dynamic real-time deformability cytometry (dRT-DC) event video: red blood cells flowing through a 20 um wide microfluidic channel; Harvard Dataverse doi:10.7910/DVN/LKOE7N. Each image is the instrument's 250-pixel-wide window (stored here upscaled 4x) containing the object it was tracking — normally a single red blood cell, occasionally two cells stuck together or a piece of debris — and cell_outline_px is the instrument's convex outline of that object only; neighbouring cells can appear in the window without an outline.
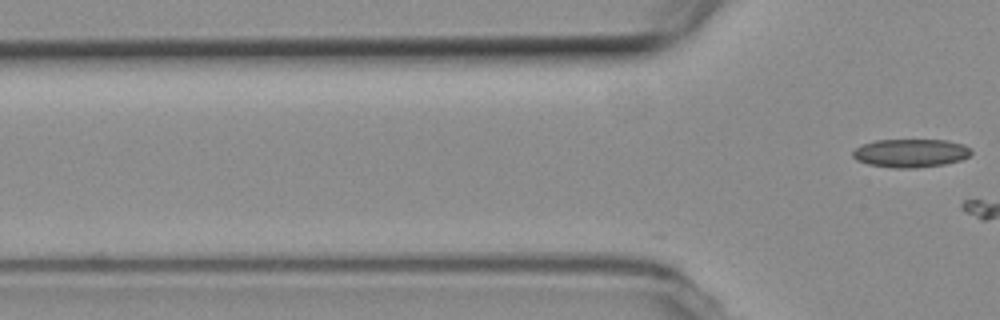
{"species": "common noctule bat (a hibernating species)", "species_latin": "Nyctalus noctula", "temperature_condition": "room temperature", "stored_images_in_passage": 16, "camera_frame_rate_fps": 3000, "um_per_image_px": 0.085, "animal": {"sex": "female", "body_mass_g": 19.3, "forearm_length_mm": 54.1}, "frame": {"image": 1, "passage_image": 16, "time_ms": 5.0, "image_size_px": [1000, 320], "cell_outline_px": [[972, 152], [968, 156], [960, 160], [944, 164], [916, 168], [892, 168], [868, 164], [856, 160], [852, 156], [852, 152], [860, 144], [876, 140], [948, 140], [964, 144], [972, 148]], "centroid_in_image_um": [77.4, 13.01], "position_along_channel_um": 48.4, "area_um2": 19.77}}